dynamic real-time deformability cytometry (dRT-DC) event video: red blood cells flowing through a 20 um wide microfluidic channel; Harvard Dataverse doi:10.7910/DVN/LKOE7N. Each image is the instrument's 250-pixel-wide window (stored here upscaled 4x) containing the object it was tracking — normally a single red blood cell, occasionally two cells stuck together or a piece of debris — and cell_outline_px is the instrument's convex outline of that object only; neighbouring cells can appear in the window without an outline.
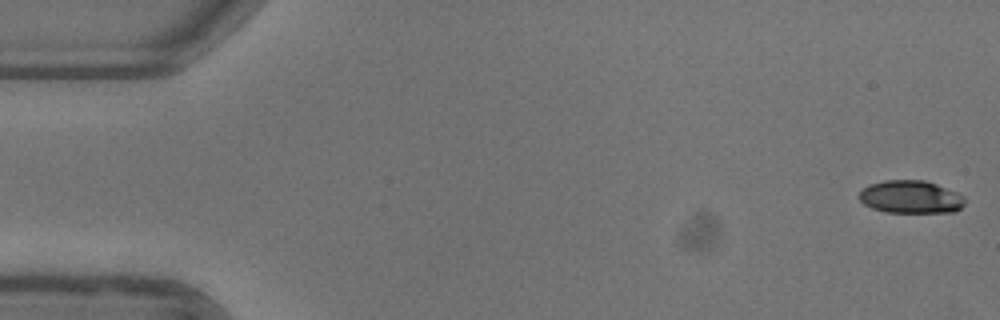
{"species": "common noctule bat (a hibernating species)", "species_latin": "Nyctalus noctula", "temperature_condition": "warm", "stored_images_in_passage": 52, "camera_frame_rate_fps": 3000, "um_per_image_px": 0.085, "animal": {"sex": "female"}, "frame": {"image": 1, "passage_image": 1, "time_ms": 0.0, "image_size_px": [1000, 320], "cell_outline_px": [[964, 204], [956, 212], [884, 212], [872, 208], [864, 204], [860, 200], [860, 192], [868, 184], [884, 180], [924, 180], [936, 184], [956, 192], [964, 196]], "centroid_in_image_um": [77.4, 16.74], "position_along_channel_um": 7.6, "area_um2": 20.17}}
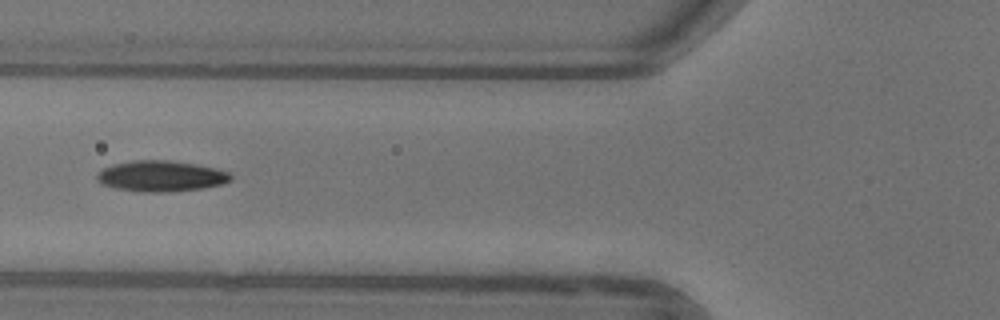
{"frame": {"image": 2, "passage_image": 20, "time_ms": 6.333, "image_size_px": [1000, 320], "cell_outline_px": [[232, 180], [220, 184], [200, 188], [168, 192], [140, 192], [116, 188], [100, 184], [96, 180], [96, 172], [112, 164], [132, 160], [168, 160], [196, 164], [216, 168], [228, 172], [232, 176]], "centroid_in_image_um": [13.63, 14.96], "position_along_channel_um": 112.2, "area_um2": 24.16}}
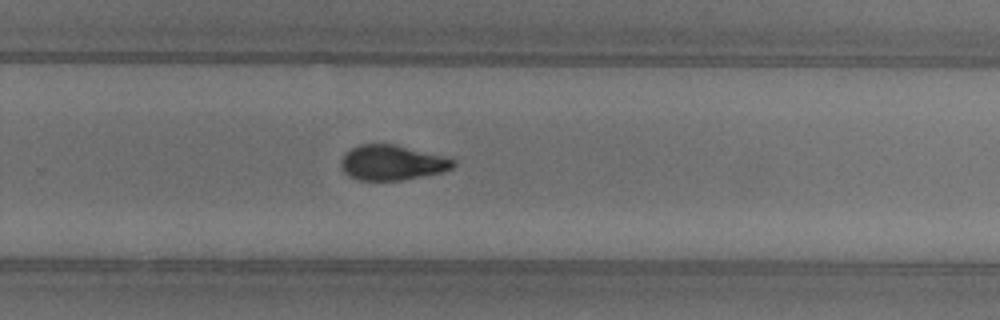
{"frame": {"image": 3, "passage_image": 34, "time_ms": 11.0, "image_size_px": [1000, 320], "cell_outline_px": [[456, 164], [452, 168], [444, 172], [400, 180], [360, 180], [348, 176], [340, 168], [340, 160], [344, 152], [360, 144], [392, 144], [452, 156], [456, 160]], "centroid_in_image_um": [33.37, 13.81], "position_along_channel_um": 296.4, "area_um2": 23.47}, "authors_computed_cell_mechanics": {"area_um2": 22.6287, "velocity_mm_per_s": 3.9562, "shape_relaxation_time_tau1_ms": 3.7337, "shape_relaxation_time_tau2_ms": 2.2675, "deformation_change_tau1": 0.1499, "deformation_change_tau2": 0.074}}